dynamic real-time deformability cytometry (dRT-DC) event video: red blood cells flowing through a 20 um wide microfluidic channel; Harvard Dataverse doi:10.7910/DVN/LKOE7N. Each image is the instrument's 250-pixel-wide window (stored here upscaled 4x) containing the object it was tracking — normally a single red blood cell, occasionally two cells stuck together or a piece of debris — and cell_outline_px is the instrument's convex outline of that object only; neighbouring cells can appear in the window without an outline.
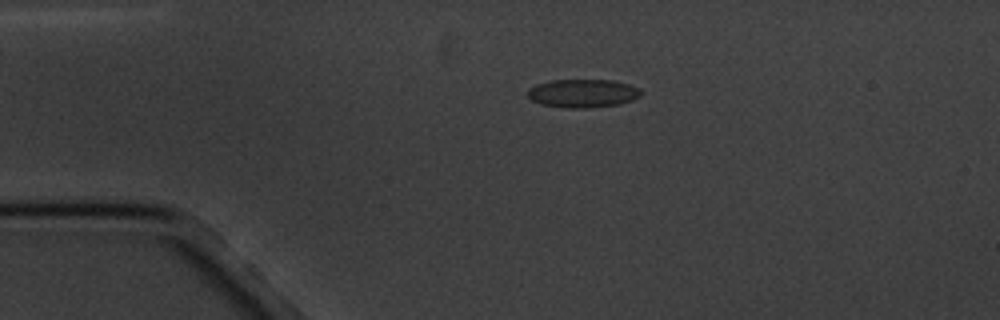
{"species": "common noctule bat (a hibernating species)", "species_latin": "Nyctalus noctula", "temperature_condition": "cold", "stored_images_in_passage": 5, "camera_frame_rate_fps": 3000, "um_per_image_px": 0.085, "animal": {"sex": "male", "body_mass_g": 20.1, "forearm_length_mm": 53.5}, "frame": {"image": 1, "passage_image": 4, "time_ms": 3.333, "image_size_px": [1000, 320], "cell_outline_px": [[640, 96], [632, 100], [620, 104], [588, 108], [564, 108], [540, 104], [532, 100], [528, 96], [528, 88], [536, 84], [552, 80], [612, 80], [628, 84], [640, 88]], "centroid_in_image_um": [49.52, 7.94], "position_along_channel_um": 35.5, "area_um2": 18.79}}